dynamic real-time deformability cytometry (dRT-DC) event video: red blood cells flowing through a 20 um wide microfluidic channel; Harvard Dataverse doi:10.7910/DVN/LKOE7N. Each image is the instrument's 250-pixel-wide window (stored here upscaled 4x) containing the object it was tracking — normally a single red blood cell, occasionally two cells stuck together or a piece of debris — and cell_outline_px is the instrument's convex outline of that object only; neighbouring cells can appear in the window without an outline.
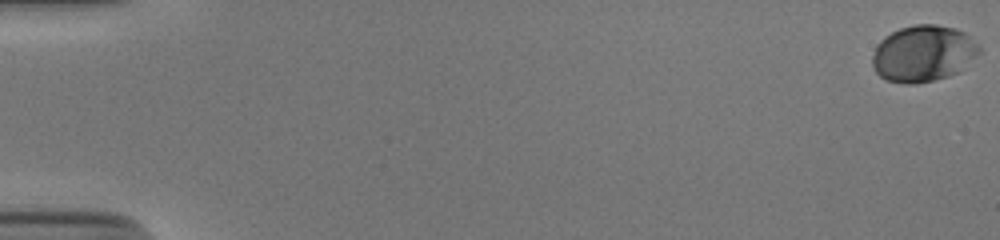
{"species": "human", "species_latin": "Homo sapiens", "temperature_condition": "cold", "stored_images_in_passage": 55, "camera_frame_rate_fps": 3000, "um_per_image_px": 0.085, "donor": {"sex": "male"}, "frame": {"image": 1, "passage_image": 1, "time_ms": 0.0, "image_size_px": [1000, 240], "cell_outline_px": [[980, 52], [960, 72], [948, 76], [916, 84], [904, 84], [888, 80], [880, 76], [876, 72], [872, 64], [872, 56], [880, 40], [884, 36], [900, 28], [916, 24], [936, 24], [956, 28], [964, 32], [980, 48]], "centroid_in_image_um": [78.47, 4.55], "position_along_channel_um": 6.5, "area_um2": 35.08}}
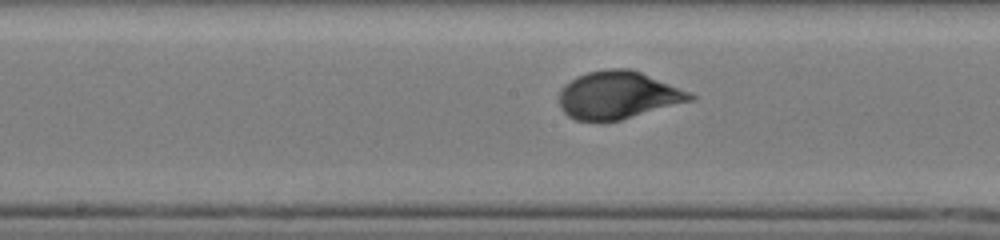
{"frame": {"image": 2, "passage_image": 30, "time_ms": 9.667, "image_size_px": [1000, 240], "cell_outline_px": [[696, 96], [692, 100], [620, 120], [576, 120], [568, 116], [560, 108], [560, 88], [564, 84], [576, 76], [588, 72], [604, 68], [628, 68], [640, 72], [688, 92]], "centroid_in_image_um": [52.46, 8.07], "position_along_channel_um": 195.7, "area_um2": 35.84}}
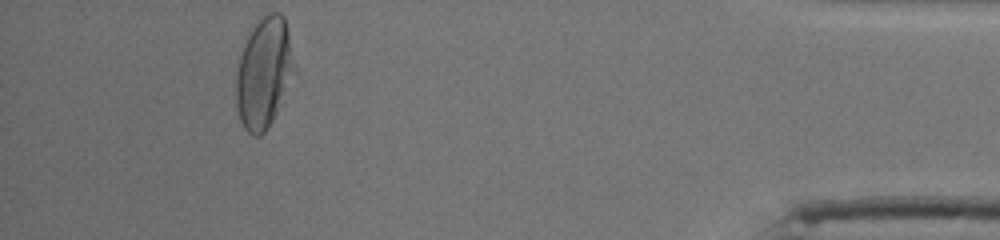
{"frame": {"image": 3, "passage_image": 51, "time_ms": 16.667, "image_size_px": [1000, 240], "cell_outline_px": [[288, 72], [284, 88], [276, 112], [268, 128], [260, 136], [252, 136], [244, 128], [240, 120], [236, 104], [236, 72], [240, 56], [252, 24], [268, 12], [280, 12], [284, 16], [288, 32]], "centroid_in_image_um": [22.3, 6.18], "position_along_channel_um": 412.9, "area_um2": 35.43}, "authors_computed_cell_mechanics": {"area_um2": 35.1424, "velocity_mm_per_s": 3.8648, "shape_relaxation_time_tau1_ms": 3.8265, "shape_relaxation_time_tau2_ms": null, "deformation_change_tau1": 0.1659, "deformation_change_tau2": null}}